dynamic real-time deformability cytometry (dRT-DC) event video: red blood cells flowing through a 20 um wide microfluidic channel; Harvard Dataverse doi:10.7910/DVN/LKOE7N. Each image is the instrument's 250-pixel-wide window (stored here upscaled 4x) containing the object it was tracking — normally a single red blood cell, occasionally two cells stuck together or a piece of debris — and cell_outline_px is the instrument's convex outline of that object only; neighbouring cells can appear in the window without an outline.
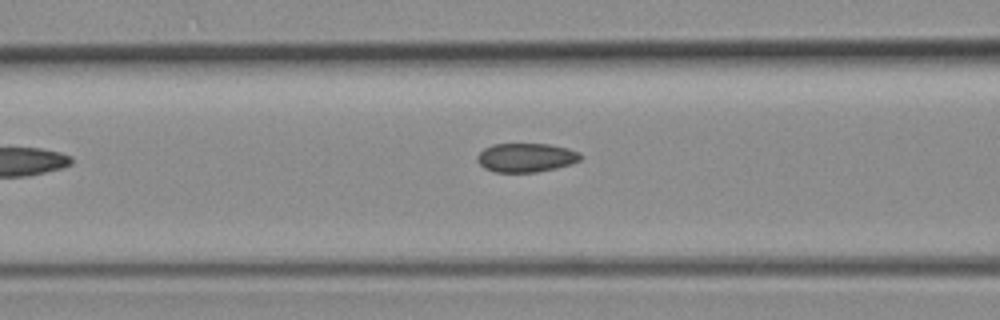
{"species": "common noctule bat (a hibernating species)", "species_latin": "Nyctalus noctula", "temperature_condition": "room temperature", "stored_images_in_passage": 5, "camera_frame_rate_fps": 3000, "um_per_image_px": 0.085, "animal": {"sex": "female", "body_mass_g": 19.3, "forearm_length_mm": 54.1}, "frame": {"image": 1, "passage_image": 3, "time_ms": 0.667, "image_size_px": [1000, 320], "cell_outline_px": [[584, 156], [580, 160], [572, 164], [556, 168], [536, 172], [496, 172], [484, 168], [476, 160], [476, 156], [484, 148], [492, 144], [548, 144], [568, 148], [580, 152]], "centroid_in_image_um": [44.73, 13.39], "position_along_channel_um": 121.9, "area_um2": 17.57}}
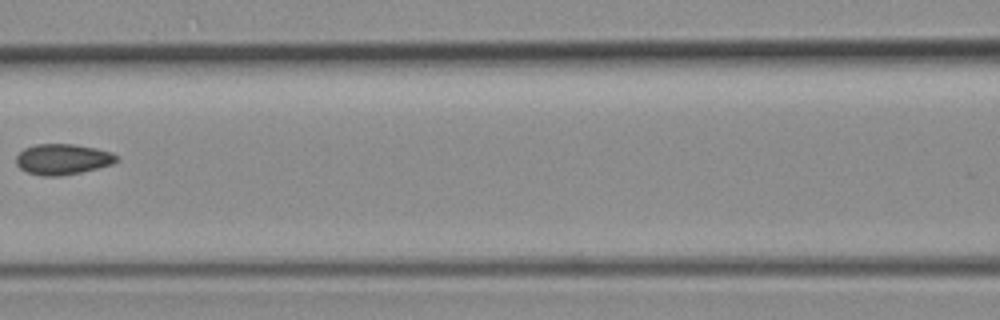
{"frame": {"image": 2, "passage_image": 4, "time_ms": 1.0, "image_size_px": [1000, 320], "cell_outline_px": [[120, 160], [112, 164], [80, 172], [60, 176], [40, 176], [28, 172], [20, 168], [16, 164], [16, 156], [24, 148], [36, 144], [72, 144], [96, 148], [112, 152]], "centroid_in_image_um": [5.32, 13.53], "position_along_channel_um": 161.3, "area_um2": 17.92}}
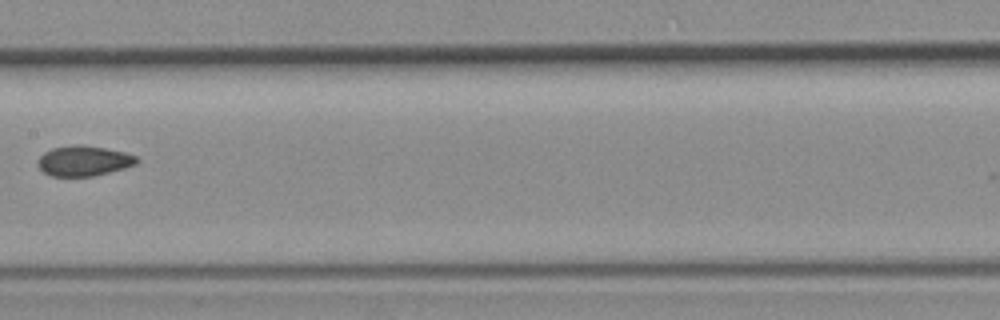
{"frame": {"image": 3, "passage_image": 5, "time_ms": 1.333, "image_size_px": [1000, 320], "cell_outline_px": [[140, 160], [136, 164], [124, 168], [92, 176], [52, 176], [44, 172], [36, 164], [36, 160], [44, 152], [52, 148], [80, 144], [104, 148], [124, 152], [136, 156]], "centroid_in_image_um": [7.1, 13.67], "position_along_channel_um": 200.3, "area_um2": 17.34}}